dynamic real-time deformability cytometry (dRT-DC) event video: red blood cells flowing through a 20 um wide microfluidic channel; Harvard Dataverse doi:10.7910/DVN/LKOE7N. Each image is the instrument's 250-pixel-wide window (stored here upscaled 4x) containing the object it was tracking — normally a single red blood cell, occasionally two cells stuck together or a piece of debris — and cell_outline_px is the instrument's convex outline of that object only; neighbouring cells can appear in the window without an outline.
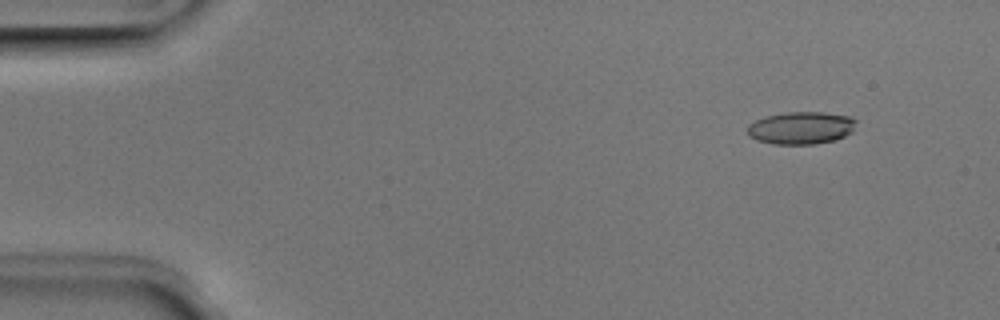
{"species": "Egyptian fruit bat (a non-hibernating species)", "species_latin": "Rousettus aegyptiacus", "temperature_condition": "room temperature", "stored_images_in_passage": 5, "camera_frame_rate_fps": 3000, "um_per_image_px": 0.085, "animal": {"sex": "male"}, "frame": {"image": 1, "passage_image": 1, "time_ms": 0.0, "image_size_px": [1000, 320], "cell_outline_px": [[856, 120], [852, 132], [836, 140], [816, 144], [772, 144], [756, 140], [748, 136], [748, 124], [764, 116], [788, 112], [824, 112], [852, 116]], "centroid_in_image_um": [68.09, 10.87], "position_along_channel_um": 16.9, "area_um2": 20.81}}
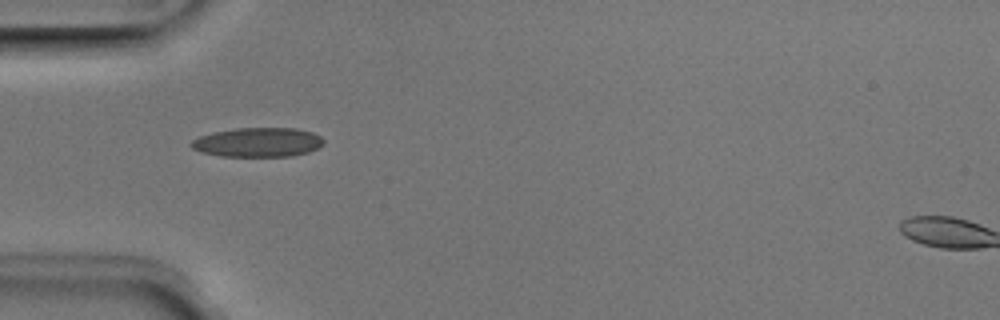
{"frame": {"image": 2, "passage_image": 4, "time_ms": 1.0, "image_size_px": [1000, 320], "cell_outline_px": [[324, 144], [308, 152], [292, 156], [220, 156], [200, 152], [192, 148], [188, 144], [192, 140], [200, 136], [212, 132], [236, 128], [296, 128], [312, 132], [320, 136], [324, 140]], "centroid_in_image_um": [21.89, 12.09], "position_along_channel_um": 63.1, "area_um2": 22.72}}
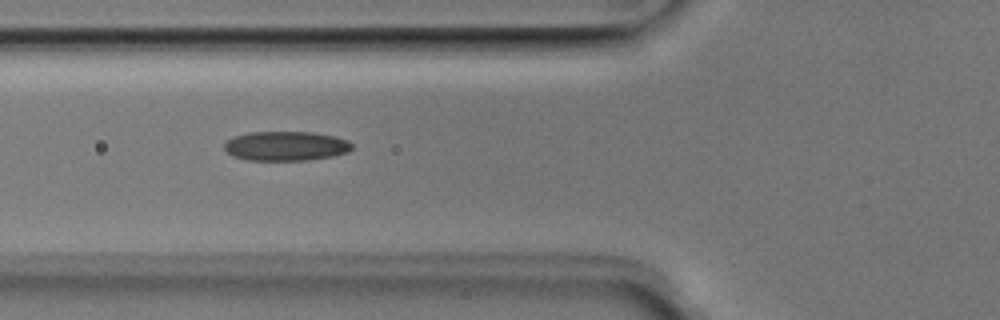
{"frame": {"image": 3, "passage_image": 5, "time_ms": 1.333, "image_size_px": [1000, 320], "cell_outline_px": [[352, 148], [348, 152], [332, 156], [308, 160], [248, 160], [232, 156], [224, 148], [224, 144], [232, 136], [248, 132], [312, 132], [336, 136], [348, 140], [352, 144]], "centroid_in_image_um": [24.3, 12.4], "position_along_channel_um": 101.5, "area_um2": 22.02}}